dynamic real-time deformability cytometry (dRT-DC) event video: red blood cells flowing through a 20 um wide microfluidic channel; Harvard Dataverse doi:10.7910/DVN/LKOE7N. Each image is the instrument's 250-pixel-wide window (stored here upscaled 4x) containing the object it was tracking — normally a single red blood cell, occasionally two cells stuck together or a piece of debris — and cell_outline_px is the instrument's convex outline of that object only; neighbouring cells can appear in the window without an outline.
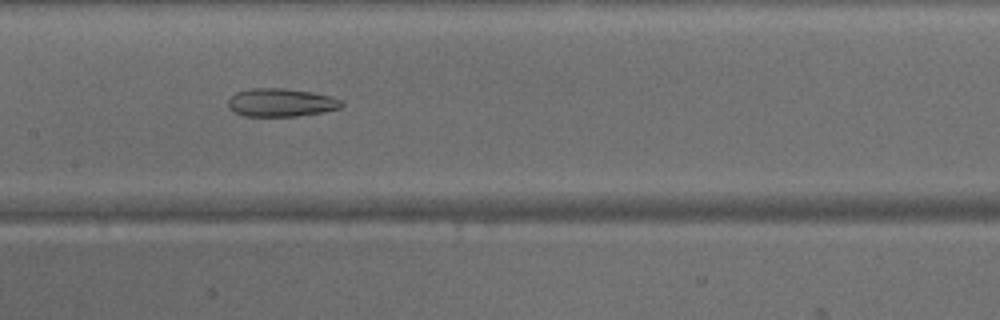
{"species": "common noctule bat (a hibernating species)", "species_latin": "Nyctalus noctula", "temperature_condition": "warm", "stored_images_in_passage": 41, "camera_frame_rate_fps": 3000, "um_per_image_px": 0.085, "animal": {"sex": "male", "body_mass_g": 15.6}, "frame": {"image": 1, "passage_image": 17, "time_ms": 5.333, "image_size_px": [1000, 320], "cell_outline_px": [[344, 104], [340, 108], [324, 112], [296, 116], [244, 116], [232, 112], [228, 108], [228, 100], [236, 92], [252, 88], [284, 88], [312, 92], [332, 96], [340, 100]], "centroid_in_image_um": [23.87, 8.72], "position_along_channel_um": 183.5, "area_um2": 18.79}}
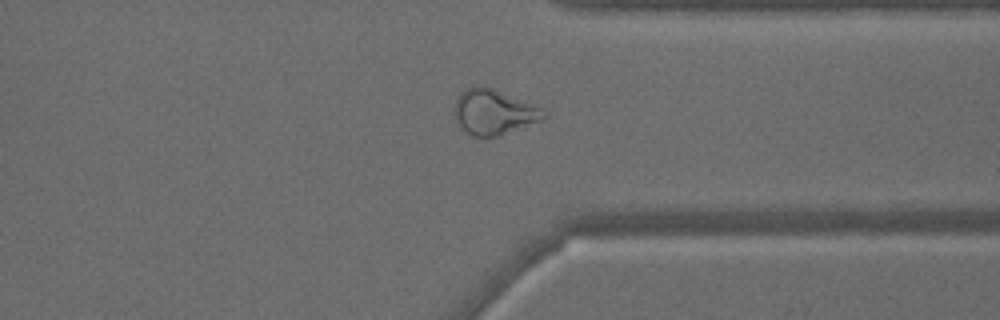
{"frame": {"image": 2, "passage_image": 30, "time_ms": 9.667, "image_size_px": [1000, 320], "cell_outline_px": [[548, 116], [544, 120], [496, 136], [472, 136], [460, 128], [456, 120], [456, 100], [460, 92], [464, 88], [476, 84], [492, 88], [524, 100], [540, 108]], "centroid_in_image_um": [41.96, 9.51], "position_along_channel_um": 369.4, "area_um2": 23.41}}
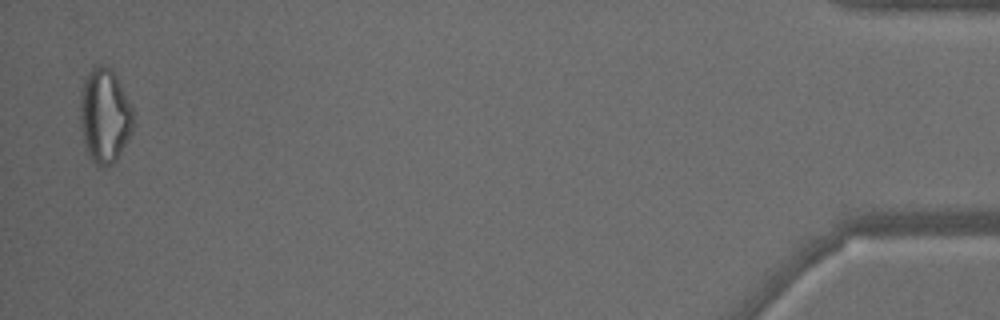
{"frame": {"image": 3, "passage_image": 40, "time_ms": 13.0, "image_size_px": [1000, 320], "cell_outline_px": [[132, 132], [116, 160], [108, 168], [100, 168], [88, 156], [84, 144], [80, 128], [80, 92], [84, 80], [88, 72], [96, 64], [100, 64], [112, 68], [132, 108]], "centroid_in_image_um": [8.86, 9.86], "position_along_channel_um": 426.3, "area_um2": 29.48}}